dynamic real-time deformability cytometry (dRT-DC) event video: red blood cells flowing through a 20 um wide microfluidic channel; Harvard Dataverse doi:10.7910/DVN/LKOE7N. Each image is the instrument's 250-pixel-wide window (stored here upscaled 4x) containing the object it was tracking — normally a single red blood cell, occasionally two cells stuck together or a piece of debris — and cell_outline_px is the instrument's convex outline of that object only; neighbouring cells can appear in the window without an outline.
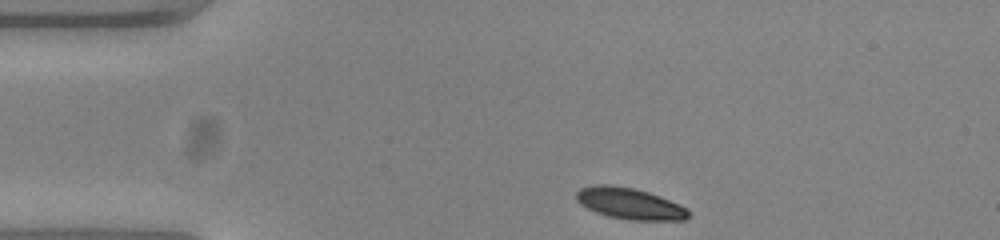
{"species": "common noctule bat (a hibernating species)", "species_latin": "Nyctalus noctula", "temperature_condition": "warm", "stored_images_in_passage": 35, "camera_frame_rate_fps": 3000, "um_per_image_px": 0.085, "animal": {"sex": "female", "body_mass_g": 23.0, "forearm_length_mm": 53.4}, "frame": {"image": 1, "passage_image": 1, "time_ms": 0.0, "image_size_px": [1000, 240], "cell_outline_px": [[692, 212], [684, 220], [628, 220], [608, 216], [596, 212], [580, 204], [576, 200], [576, 192], [580, 188], [596, 184], [608, 184], [632, 188], [648, 192], [660, 196], [680, 204], [688, 208]], "centroid_in_image_um": [53.54, 17.3], "position_along_channel_um": 31.5, "area_um2": 20.58}}
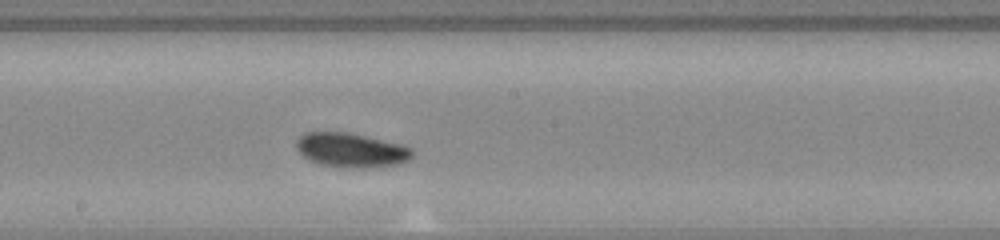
{"frame": {"image": 2, "passage_image": 20, "time_ms": 6.333, "image_size_px": [1000, 240], "cell_outline_px": [[412, 156], [408, 160], [396, 164], [364, 168], [352, 168], [320, 164], [304, 156], [296, 148], [296, 140], [304, 132], [348, 132], [400, 144], [412, 148]], "centroid_in_image_um": [29.83, 12.75], "position_along_channel_um": 218.4, "area_um2": 22.89}}
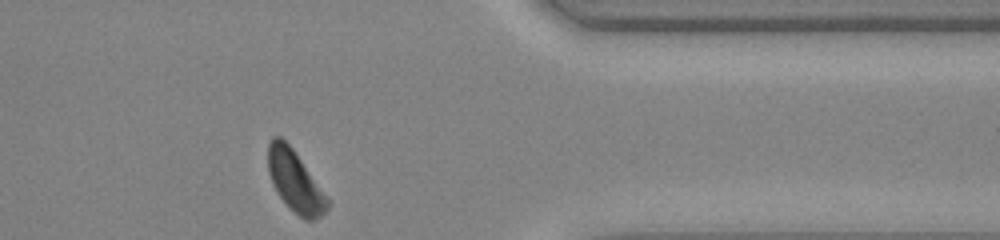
{"frame": {"image": 3, "passage_image": 35, "time_ms": 11.333, "image_size_px": [1000, 240], "cell_outline_px": [[328, 208], [316, 220], [304, 220], [276, 192], [272, 184], [268, 172], [268, 144], [272, 136], [280, 136], [292, 148], [328, 200]], "centroid_in_image_um": [25.03, 15.38], "position_along_channel_um": 386.4, "area_um2": 20.4}, "authors_computed_cell_mechanics": {"area_um2": 21.7328, "velocity_mm_per_s": 3.7267, "shape_relaxation_time_tau1_ms": 1.9861, "shape_relaxation_time_tau2_ms": null, "deformation_change_tau1": 0.1291, "deformation_change_tau2": null}}